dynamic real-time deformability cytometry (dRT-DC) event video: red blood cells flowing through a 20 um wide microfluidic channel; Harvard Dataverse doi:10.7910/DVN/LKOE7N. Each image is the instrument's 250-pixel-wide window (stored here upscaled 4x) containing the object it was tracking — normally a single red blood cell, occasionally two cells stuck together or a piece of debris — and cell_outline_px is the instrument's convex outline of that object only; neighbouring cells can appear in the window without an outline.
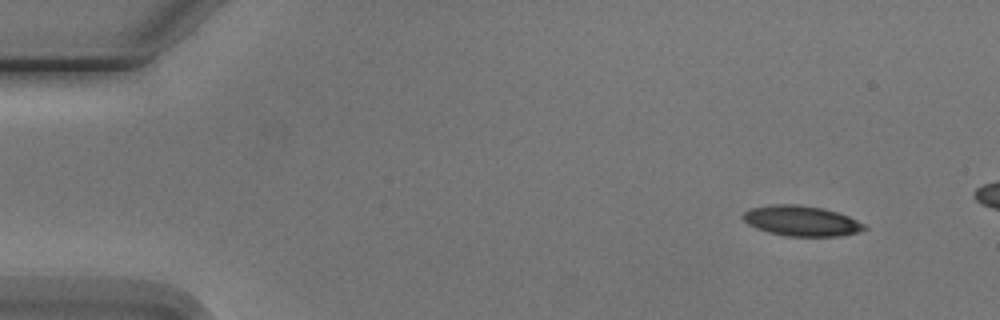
{"species": "Egyptian fruit bat (a non-hibernating species)", "species_latin": "Rousettus aegyptiacus", "temperature_condition": "cold", "stored_images_in_passage": 3, "segment_of_instrument_passage": [2, 2], "camera_frame_rate_fps": 3000, "um_per_image_px": 0.085, "animal": {"sex": "male"}, "frame": {"image": 1, "passage_image": 3, "time_ms": 3.333, "image_size_px": [1000, 320], "cell_outline_px": [[868, 228], [856, 232], [840, 236], [784, 236], [768, 232], [756, 228], [748, 224], [744, 220], [744, 212], [752, 208], [772, 204], [800, 204], [824, 208], [848, 216], [864, 224]], "centroid_in_image_um": [68.11, 18.77], "position_along_channel_um": 16.9, "area_um2": 21.33}}